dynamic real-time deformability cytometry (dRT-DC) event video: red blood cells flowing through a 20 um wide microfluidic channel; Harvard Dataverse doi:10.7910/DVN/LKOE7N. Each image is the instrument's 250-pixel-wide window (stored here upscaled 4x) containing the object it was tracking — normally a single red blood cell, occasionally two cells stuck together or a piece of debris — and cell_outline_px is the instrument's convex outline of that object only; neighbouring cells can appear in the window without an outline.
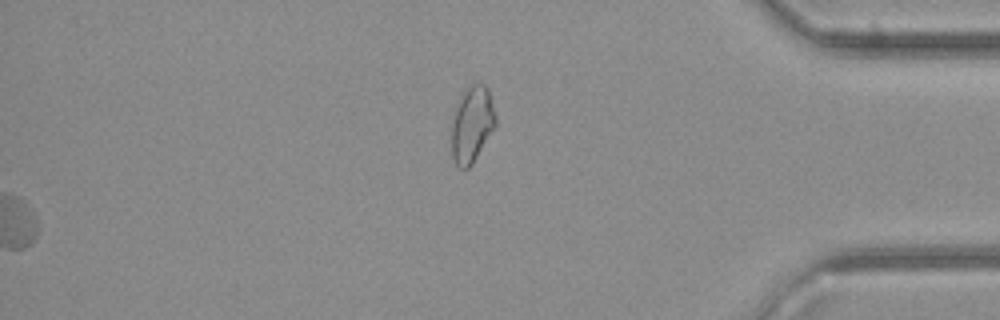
{"species": "common noctule bat (a hibernating species)", "species_latin": "Nyctalus noctula", "temperature_condition": "cold", "stored_images_in_passage": 37, "segment_of_instrument_passage": [2, 2], "camera_frame_rate_fps": 3000, "um_per_image_px": 0.085, "animal": {"sex": "female", "body_mass_g": 21.9}, "frame": {"image": 1, "passage_image": 37, "time_ms": 12.0, "image_size_px": [1000, 320], "cell_outline_px": [[496, 124], [472, 164], [468, 168], [460, 168], [452, 160], [452, 116], [456, 104], [464, 92], [472, 84], [484, 84], [488, 88], [496, 116]], "centroid_in_image_um": [40.1, 10.57], "position_along_channel_um": 395.1, "area_um2": 19.36}}